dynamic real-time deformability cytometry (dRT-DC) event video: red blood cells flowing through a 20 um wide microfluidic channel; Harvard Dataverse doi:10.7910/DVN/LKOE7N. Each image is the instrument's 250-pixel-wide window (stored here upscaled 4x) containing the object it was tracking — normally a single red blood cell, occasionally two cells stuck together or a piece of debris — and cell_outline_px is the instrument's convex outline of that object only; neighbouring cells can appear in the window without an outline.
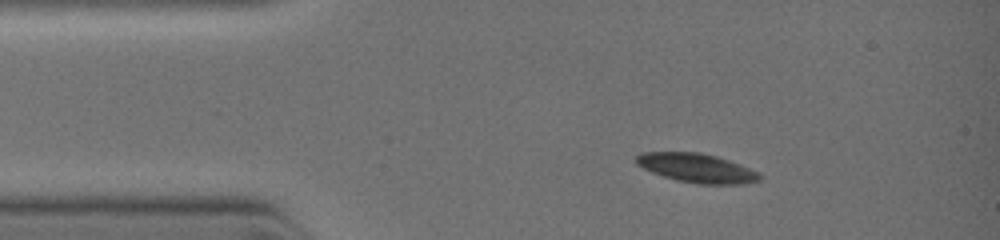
{"species": "common noctule bat (a hibernating species)", "species_latin": "Nyctalus noctula", "temperature_condition": "warm", "stored_images_in_passage": 64, "camera_frame_rate_fps": 3000, "um_per_image_px": 0.085, "animal": {"sex": "female", "body_mass_g": 19.0, "forearm_length_mm": 51.5}, "frame": {"image": 1, "passage_image": 1, "time_ms": 0.0, "image_size_px": [1000, 240], "cell_outline_px": [[760, 180], [744, 184], [696, 184], [676, 180], [652, 172], [636, 164], [636, 156], [640, 152], [700, 152], [716, 156], [740, 164], [756, 172], [760, 176]], "centroid_in_image_um": [59.19, 14.28], "position_along_channel_um": 25.8, "area_um2": 20.75}}
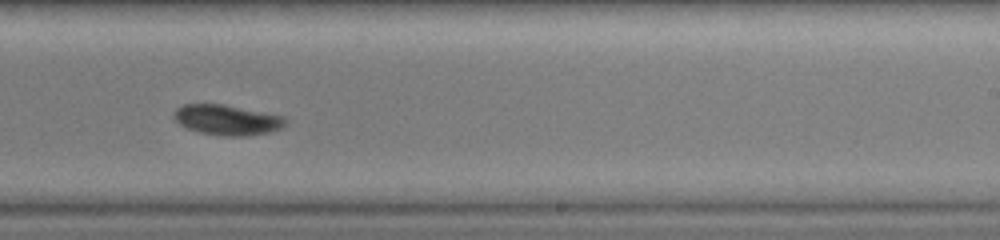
{"frame": {"image": 2, "passage_image": 41, "time_ms": 5.333, "image_size_px": [1000, 240], "cell_outline_px": [[284, 124], [280, 128], [272, 132], [248, 136], [220, 136], [196, 132], [184, 128], [176, 120], [176, 108], [184, 104], [224, 104], [284, 116]], "centroid_in_image_um": [19.29, 10.21], "position_along_channel_um": 269.7, "area_um2": 19.71}}
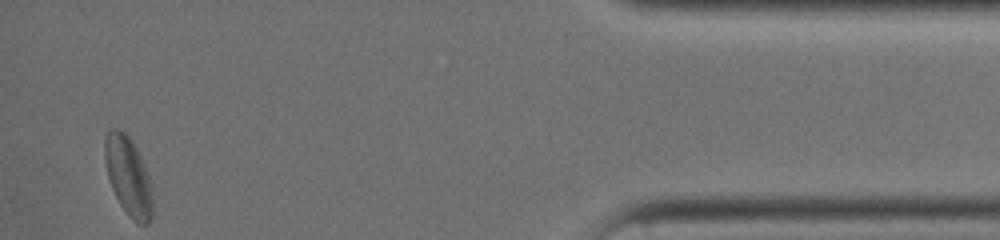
{"frame": {"image": 3, "passage_image": 62, "time_ms": 9.333, "image_size_px": [1000, 240], "cell_outline_px": [[152, 212], [148, 224], [136, 224], [132, 220], [120, 204], [112, 188], [108, 176], [104, 152], [104, 148], [108, 132], [112, 128], [116, 128], [132, 144], [148, 176], [152, 196]], "centroid_in_image_um": [10.89, 15.09], "position_along_channel_um": 424.3, "area_um2": 20.75}}